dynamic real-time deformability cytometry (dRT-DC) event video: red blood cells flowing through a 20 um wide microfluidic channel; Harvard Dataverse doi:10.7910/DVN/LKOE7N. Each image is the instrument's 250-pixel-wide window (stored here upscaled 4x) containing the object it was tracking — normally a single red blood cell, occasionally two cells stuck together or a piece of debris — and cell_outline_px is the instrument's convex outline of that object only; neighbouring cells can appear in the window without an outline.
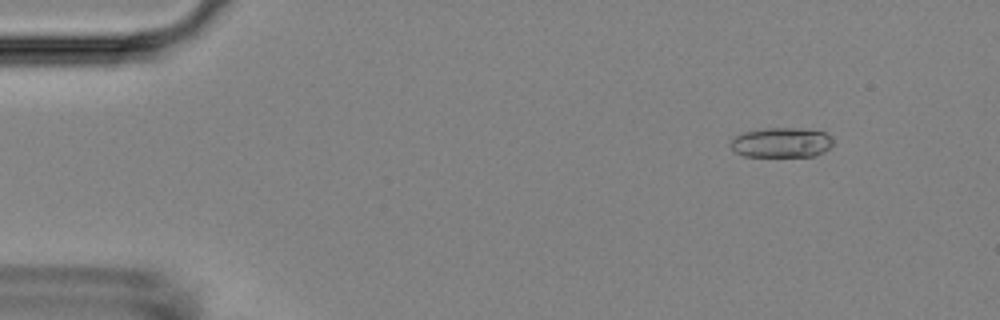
{"species": "Egyptian fruit bat (a non-hibernating species)", "species_latin": "Rousettus aegyptiacus", "temperature_condition": "room temperature", "stored_images_in_passage": 23, "camera_frame_rate_fps": 3000, "um_per_image_px": 0.085, "animal": {"sex": "female"}, "frame": {"image": 1, "passage_image": 6, "time_ms": 1.667, "image_size_px": [1000, 320], "cell_outline_px": [[832, 144], [824, 152], [816, 156], [744, 156], [736, 152], [732, 148], [732, 140], [736, 136], [744, 132], [764, 128], [800, 128], [824, 132], [832, 136]], "centroid_in_image_um": [66.46, 12.11], "position_along_channel_um": 18.5, "area_um2": 17.74}}
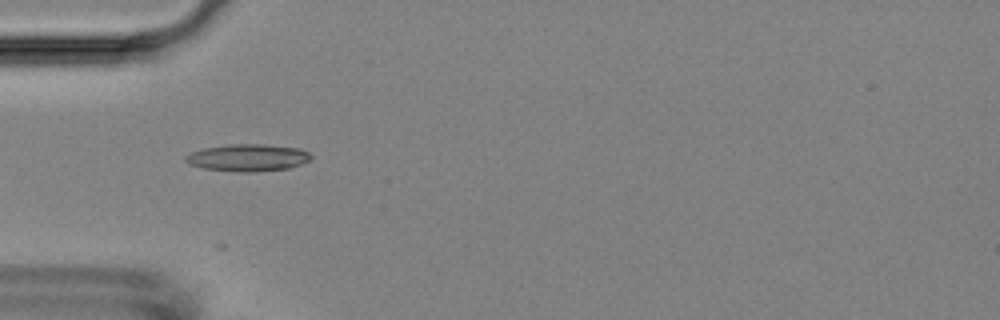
{"frame": {"image": 2, "passage_image": 17, "time_ms": 5.333, "image_size_px": [1000, 320], "cell_outline_px": [[312, 156], [308, 160], [300, 164], [288, 168], [256, 172], [240, 172], [204, 168], [188, 164], [184, 160], [184, 156], [192, 152], [204, 148], [232, 144], [264, 144], [300, 148], [308, 152]], "centroid_in_image_um": [21.05, 13.4], "position_along_channel_um": 64.0, "area_um2": 19.77}}
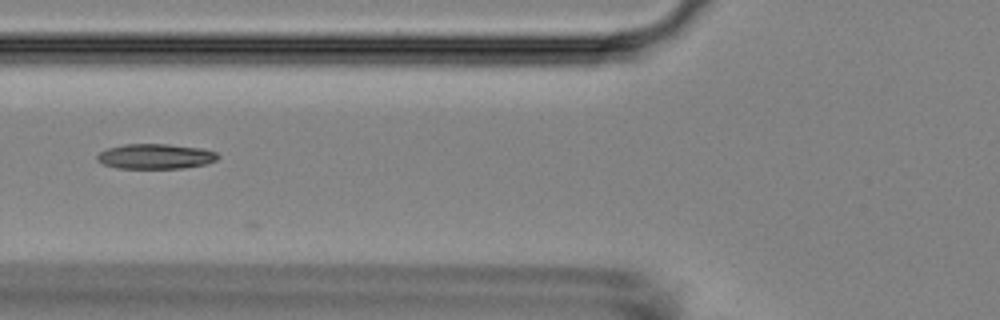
{"frame": {"image": 3, "passage_image": 21, "time_ms": 6.667, "image_size_px": [1000, 320], "cell_outline_px": [[220, 156], [216, 160], [208, 164], [184, 168], [116, 168], [104, 164], [96, 160], [96, 156], [100, 152], [108, 148], [124, 144], [168, 144], [200, 148], [216, 152]], "centroid_in_image_um": [13.23, 13.29], "position_along_channel_um": 112.6, "area_um2": 17.69}}